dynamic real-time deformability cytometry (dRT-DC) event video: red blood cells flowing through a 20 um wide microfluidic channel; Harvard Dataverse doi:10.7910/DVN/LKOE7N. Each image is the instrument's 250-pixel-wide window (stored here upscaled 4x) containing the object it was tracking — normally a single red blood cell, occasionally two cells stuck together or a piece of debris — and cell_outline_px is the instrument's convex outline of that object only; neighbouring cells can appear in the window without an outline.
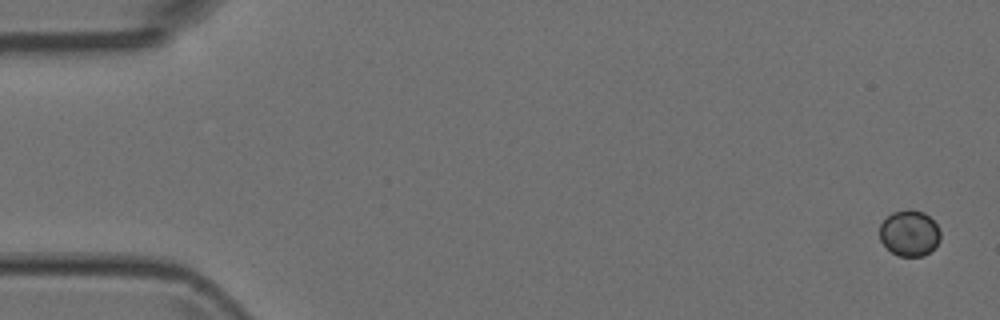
{"species": "Egyptian fruit bat (a non-hibernating species)", "species_latin": "Rousettus aegyptiacus", "temperature_condition": "room temperature", "stored_images_in_passage": 3, "camera_frame_rate_fps": 3000, "um_per_image_px": 0.085, "animal": {"sex": "female"}, "frame": {"image": 1, "passage_image": 1, "time_ms": 0.0, "image_size_px": [1000, 320], "cell_outline_px": [[940, 240], [924, 256], [900, 256], [892, 252], [880, 240], [880, 224], [892, 212], [908, 208], [924, 212], [936, 224], [940, 232]], "centroid_in_image_um": [77.29, 19.8], "position_along_channel_um": 7.7, "area_um2": 16.13}}